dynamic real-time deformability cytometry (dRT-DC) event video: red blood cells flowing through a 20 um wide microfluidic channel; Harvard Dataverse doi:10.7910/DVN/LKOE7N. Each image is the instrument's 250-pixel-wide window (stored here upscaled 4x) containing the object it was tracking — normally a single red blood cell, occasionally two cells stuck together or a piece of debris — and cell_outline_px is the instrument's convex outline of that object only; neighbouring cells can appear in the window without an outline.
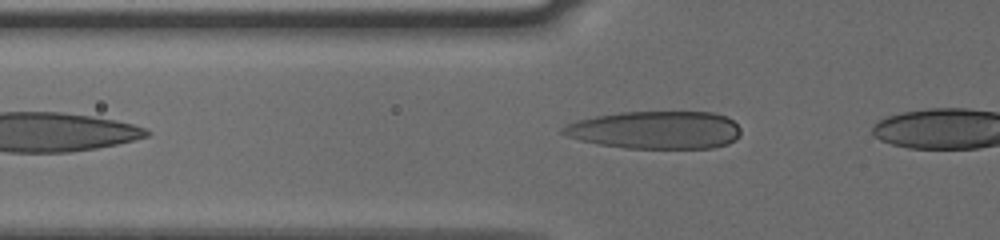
{"species": "human", "species_latin": "Homo sapiens", "temperature_condition": "cold", "stored_images_in_passage": 4, "camera_frame_rate_fps": 3000, "um_per_image_px": 0.085, "donor": {"sex": "male"}, "frame": {"image": 1, "passage_image": 2, "time_ms": 0.333, "image_size_px": [1000, 240], "cell_outline_px": [[740, 136], [736, 140], [728, 144], [712, 148], [624, 148], [600, 144], [580, 140], [568, 136], [560, 132], [560, 128], [568, 124], [580, 120], [596, 116], [620, 112], [712, 112], [724, 116], [732, 120], [740, 128]], "centroid_in_image_um": [55.75, 11.05], "position_along_channel_um": 70.1, "area_um2": 39.13}}